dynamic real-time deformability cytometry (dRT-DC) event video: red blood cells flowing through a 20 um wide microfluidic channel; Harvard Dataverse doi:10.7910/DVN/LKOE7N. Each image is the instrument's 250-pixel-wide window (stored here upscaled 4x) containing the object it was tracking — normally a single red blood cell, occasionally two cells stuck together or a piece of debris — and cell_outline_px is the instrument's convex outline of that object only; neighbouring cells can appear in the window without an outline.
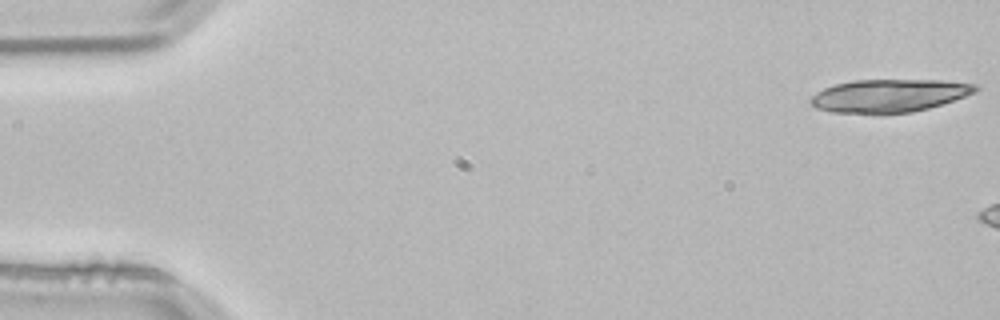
{"species": "common noctule bat (a hibernating species)", "species_latin": "Nyctalus noctula", "temperature_condition": "room temperature", "stored_images_in_passage": 6, "camera_frame_rate_fps": 3000, "um_per_image_px": 0.085, "animal": {"sex": "male", "body_mass_g": 21.5, "forearm_length_mm": 52.0}, "frame": {"image": 1, "passage_image": 1, "time_ms": 0.0, "image_size_px": [1000, 320], "cell_outline_px": [[980, 88], [976, 92], [944, 104], [912, 112], [832, 112], [816, 108], [808, 100], [816, 92], [824, 88], [836, 84], [852, 80], [940, 80], [980, 84]], "centroid_in_image_um": [75.63, 8.11], "position_along_channel_um": 9.4, "area_um2": 31.44}}